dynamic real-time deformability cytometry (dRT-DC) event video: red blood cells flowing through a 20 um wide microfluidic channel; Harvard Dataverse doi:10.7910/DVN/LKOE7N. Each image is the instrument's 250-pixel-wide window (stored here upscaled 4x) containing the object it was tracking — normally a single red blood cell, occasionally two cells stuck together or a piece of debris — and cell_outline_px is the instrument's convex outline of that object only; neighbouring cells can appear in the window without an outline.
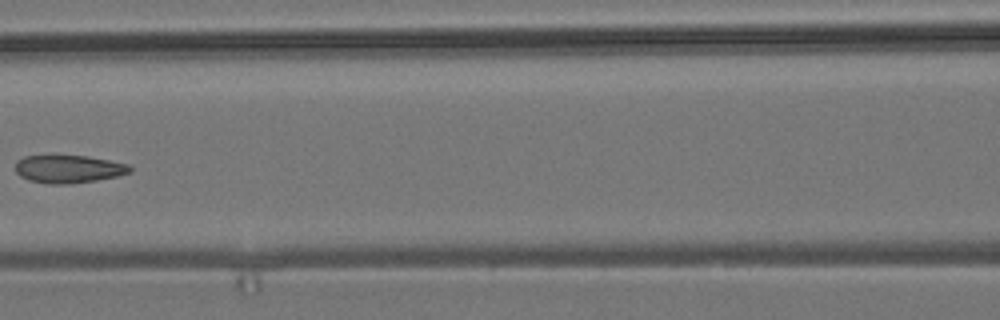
{"species": "common noctule bat (a hibernating species)", "species_latin": "Nyctalus noctula", "temperature_condition": "room temperature", "stored_images_in_passage": 8, "camera_frame_rate_fps": 3000, "um_per_image_px": 0.085, "animal": {"sex": "male", "body_mass_g": 19.2, "forearm_length_mm": 51.8}, "frame": {"image": 1, "passage_image": 7, "time_ms": 8.0, "image_size_px": [1000, 320], "cell_outline_px": [[132, 172], [116, 176], [96, 180], [72, 184], [48, 184], [28, 180], [20, 176], [16, 172], [16, 160], [24, 156], [84, 156], [108, 160], [128, 164], [132, 168]], "centroid_in_image_um": [5.81, 14.38], "position_along_channel_um": 160.8, "area_um2": 18.55}}
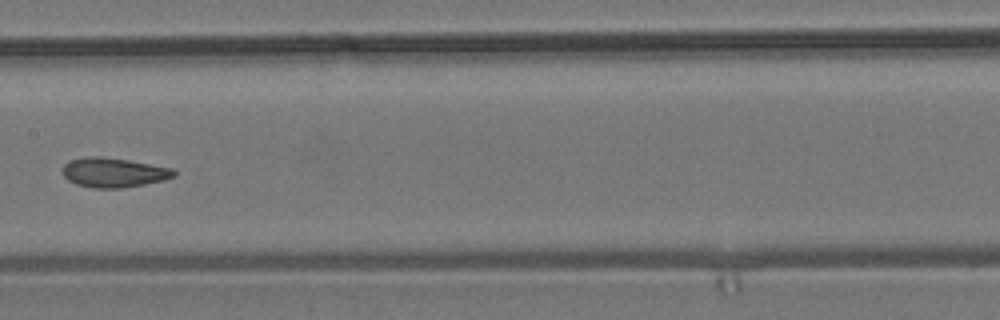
{"frame": {"image": 2, "passage_image": 8, "time_ms": 9.0, "image_size_px": [1000, 320], "cell_outline_px": [[176, 176], [164, 180], [124, 188], [92, 188], [76, 184], [68, 180], [64, 176], [64, 164], [72, 160], [88, 156], [100, 156], [128, 160], [172, 168], [176, 172]], "centroid_in_image_um": [9.68, 14.67], "position_along_channel_um": 197.7, "area_um2": 19.07}}